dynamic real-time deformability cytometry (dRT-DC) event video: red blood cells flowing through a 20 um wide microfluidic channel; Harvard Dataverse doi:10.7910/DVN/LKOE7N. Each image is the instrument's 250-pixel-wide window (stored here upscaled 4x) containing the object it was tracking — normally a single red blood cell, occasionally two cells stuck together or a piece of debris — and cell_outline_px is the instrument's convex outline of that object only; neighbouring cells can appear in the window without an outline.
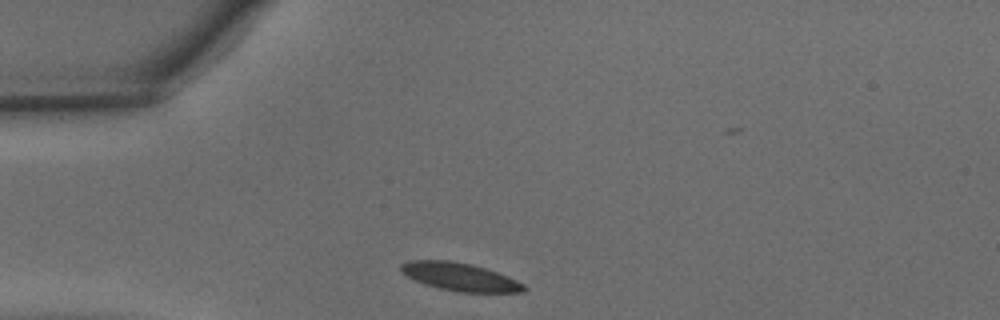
{"species": "common noctule bat (a hibernating species)", "species_latin": "Nyctalus noctula", "temperature_condition": "warm", "stored_images_in_passage": 26, "camera_frame_rate_fps": 3000, "um_per_image_px": 0.085, "animal": {"sex": "male", "body_mass_g": 15.6}, "frame": {"image": 1, "passage_image": 1, "time_ms": 0.0, "image_size_px": [1000, 320], "cell_outline_px": [[528, 288], [524, 292], [460, 292], [440, 288], [424, 284], [400, 272], [400, 264], [408, 260], [452, 260], [472, 264], [496, 272], [516, 280], [524, 284]], "centroid_in_image_um": [39.07, 23.52], "position_along_channel_um": 45.9, "area_um2": 20.0}}
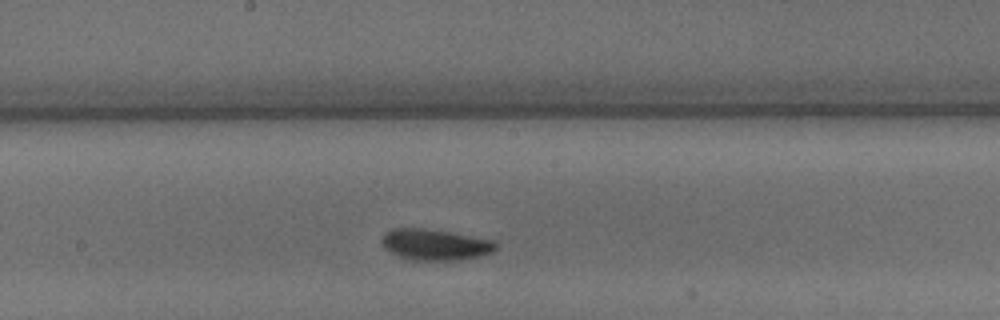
{"frame": {"image": 2, "passage_image": 14, "time_ms": 4.333, "image_size_px": [1000, 320], "cell_outline_px": [[496, 248], [492, 252], [480, 256], [460, 260], [412, 260], [388, 252], [384, 248], [380, 240], [384, 232], [392, 228], [424, 228], [496, 240]], "centroid_in_image_um": [36.95, 20.79], "position_along_channel_um": 211.3, "area_um2": 20.81}}
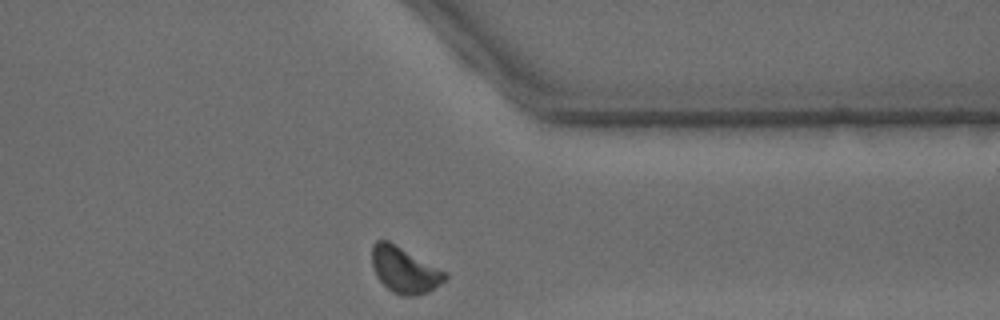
{"frame": {"image": 3, "passage_image": 26, "time_ms": 8.333, "image_size_px": [1000, 320], "cell_outline_px": [[448, 276], [440, 284], [428, 292], [416, 296], [400, 296], [392, 292], [376, 276], [372, 264], [372, 244], [376, 240], [388, 240], [448, 272]], "centroid_in_image_um": [34.39, 22.95], "position_along_channel_um": 377.0, "area_um2": 19.71}, "authors_computed_cell_mechanics": {"area_um2": 19.9988, "velocity_mm_per_s": 4.2537, "shape_relaxation_time_tau1_ms": null, "shape_relaxation_time_tau2_ms": 1.9274, "deformation_change_tau1": null, "deformation_change_tau2": 0.054}}